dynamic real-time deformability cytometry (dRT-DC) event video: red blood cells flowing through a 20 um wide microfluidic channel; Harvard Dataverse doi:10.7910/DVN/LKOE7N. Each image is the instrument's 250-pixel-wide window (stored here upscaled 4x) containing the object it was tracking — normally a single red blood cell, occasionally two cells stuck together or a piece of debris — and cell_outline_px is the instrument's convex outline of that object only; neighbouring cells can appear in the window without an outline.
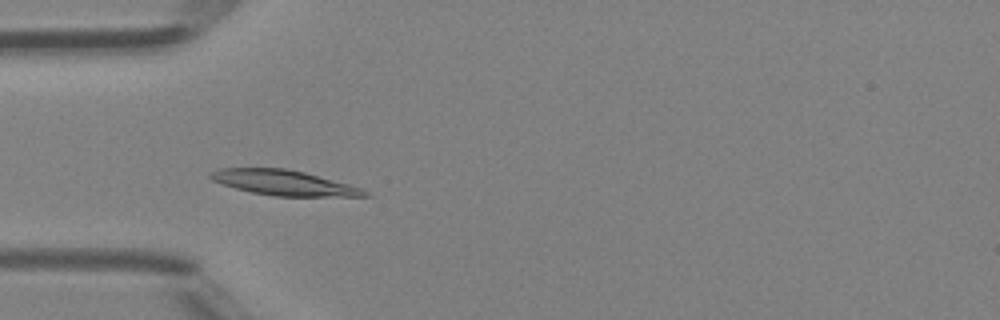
{"species": "Egyptian fruit bat (a non-hibernating species)", "species_latin": "Rousettus aegyptiacus", "temperature_condition": "room temperature", "stored_images_in_passage": 44, "camera_frame_rate_fps": 3000, "um_per_image_px": 0.085, "animal": {"sex": "female"}, "frame": {"image": 1, "passage_image": 11, "time_ms": 3.333, "image_size_px": [1000, 320], "cell_outline_px": [[372, 196], [276, 196], [252, 192], [236, 188], [212, 180], [208, 176], [208, 172], [216, 168], [284, 168], [304, 172], [348, 184], [360, 188], [368, 192]], "centroid_in_image_um": [24.07, 15.52], "position_along_channel_um": 60.9, "area_um2": 22.37}}
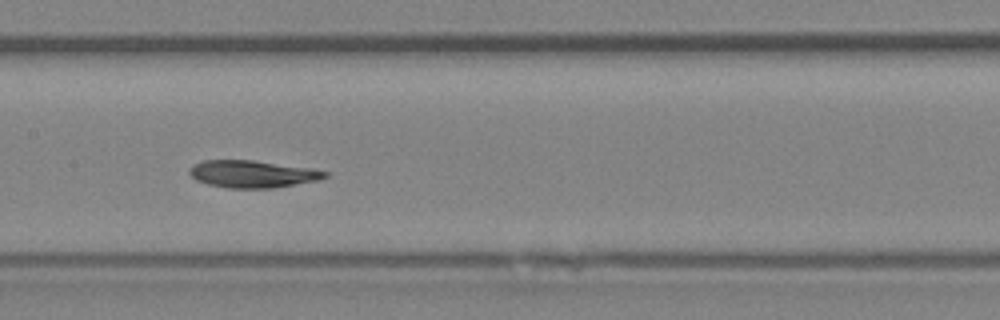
{"frame": {"image": 2, "passage_image": 20, "time_ms": 6.333, "image_size_px": [1000, 320], "cell_outline_px": [[328, 176], [320, 180], [272, 188], [228, 188], [208, 184], [196, 180], [188, 172], [192, 164], [204, 160], [252, 160], [312, 168], [328, 172]], "centroid_in_image_um": [21.46, 14.79], "position_along_channel_um": 185.9, "area_um2": 21.56}}
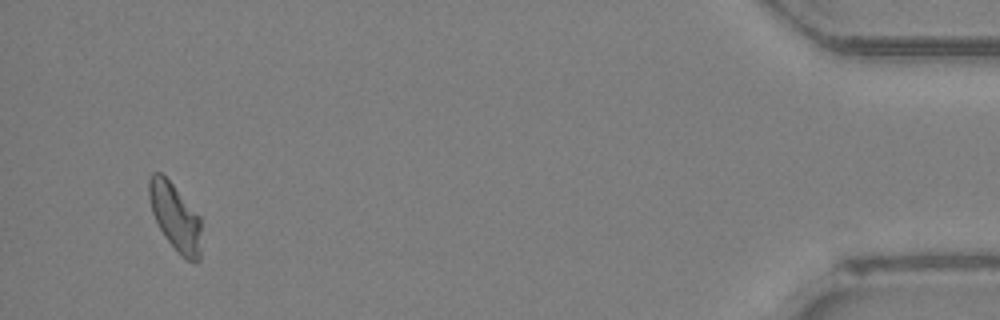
{"frame": {"image": 3, "passage_image": 42, "time_ms": 13.667, "image_size_px": [1000, 320], "cell_outline_px": [[200, 260], [196, 264], [180, 256], [164, 236], [152, 212], [148, 196], [148, 180], [152, 172], [160, 172], [172, 184], [200, 216]], "centroid_in_image_um": [14.88, 18.47], "position_along_channel_um": 420.3, "area_um2": 20.46}, "authors_computed_cell_mechanics": {"area_um2": 21.7906, "velocity_mm_per_s": 4.2541, "shape_relaxation_time_tau1_ms": 4.1959, "shape_relaxation_time_tau2_ms": 8.0574, "deformation_change_tau1": 0.1473, "deformation_change_tau2": 0.1131}}